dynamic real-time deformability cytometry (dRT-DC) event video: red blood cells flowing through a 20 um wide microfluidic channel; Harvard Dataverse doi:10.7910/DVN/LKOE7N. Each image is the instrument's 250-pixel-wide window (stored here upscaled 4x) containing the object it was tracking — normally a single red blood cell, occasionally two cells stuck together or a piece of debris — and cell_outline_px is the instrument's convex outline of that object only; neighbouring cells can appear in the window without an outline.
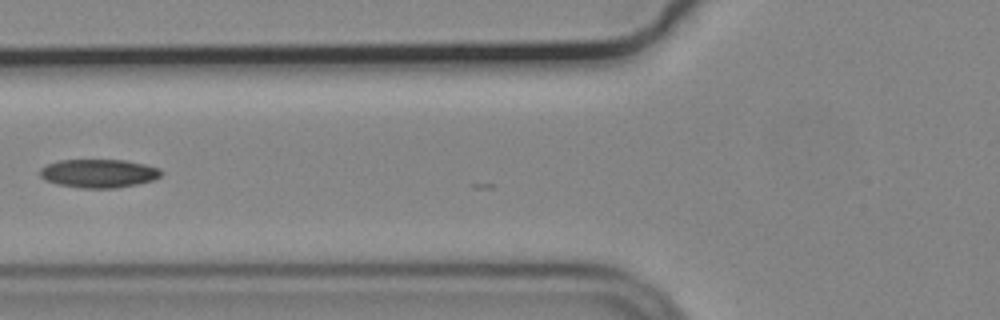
{"species": "common noctule bat (a hibernating species)", "species_latin": "Nyctalus noctula", "temperature_condition": "cold", "stored_images_in_passage": 9, "camera_frame_rate_fps": 3000, "um_per_image_px": 0.085, "animal": {"sex": "male", "body_mass_g": 19.2, "forearm_length_mm": 51.8}, "frame": {"image": 1, "passage_image": 2, "time_ms": 0.333, "image_size_px": [1000, 320], "cell_outline_px": [[164, 172], [160, 176], [152, 180], [136, 184], [116, 188], [80, 188], [56, 184], [44, 180], [40, 176], [40, 168], [48, 164], [60, 160], [124, 160], [144, 164], [160, 168]], "centroid_in_image_um": [8.38, 14.74], "position_along_channel_um": 117.4, "area_um2": 20.17}}
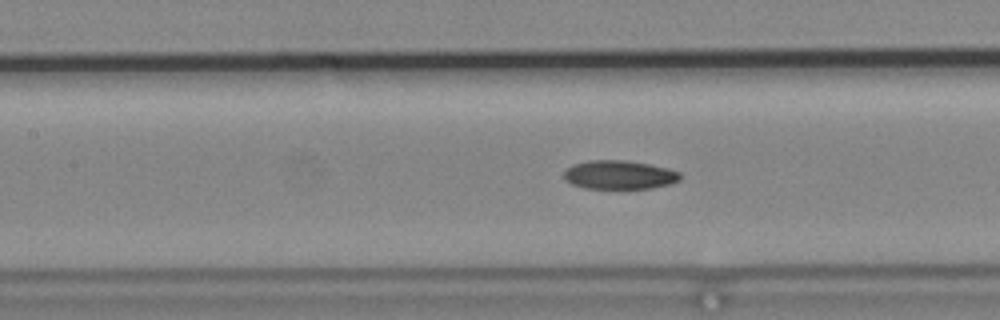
{"frame": {"image": 2, "passage_image": 5, "time_ms": 1.333, "image_size_px": [1000, 320], "cell_outline_px": [[680, 180], [668, 184], [652, 188], [584, 188], [572, 184], [564, 180], [564, 172], [572, 164], [588, 160], [628, 160], [668, 168], [680, 172]], "centroid_in_image_um": [52.62, 14.85], "position_along_channel_um": 154.8, "area_um2": 19.48}}
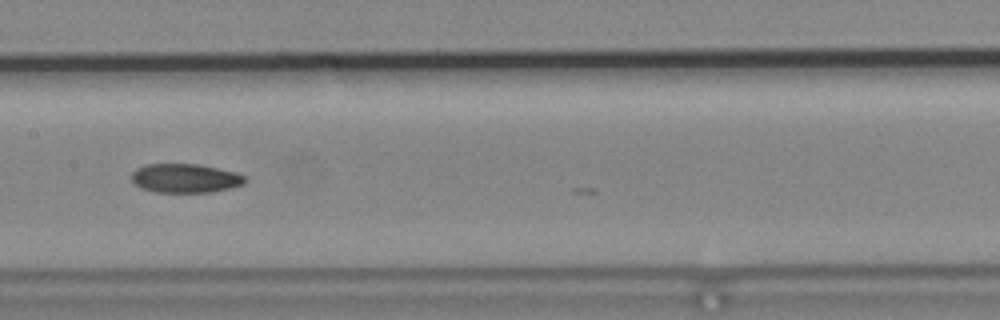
{"frame": {"image": 3, "passage_image": 8, "time_ms": 2.333, "image_size_px": [1000, 320], "cell_outline_px": [[248, 180], [244, 184], [212, 192], [156, 192], [140, 188], [132, 184], [132, 172], [136, 168], [148, 164], [196, 164], [236, 172], [244, 176]], "centroid_in_image_um": [15.72, 15.15], "position_along_channel_um": 191.7, "area_um2": 19.19}}